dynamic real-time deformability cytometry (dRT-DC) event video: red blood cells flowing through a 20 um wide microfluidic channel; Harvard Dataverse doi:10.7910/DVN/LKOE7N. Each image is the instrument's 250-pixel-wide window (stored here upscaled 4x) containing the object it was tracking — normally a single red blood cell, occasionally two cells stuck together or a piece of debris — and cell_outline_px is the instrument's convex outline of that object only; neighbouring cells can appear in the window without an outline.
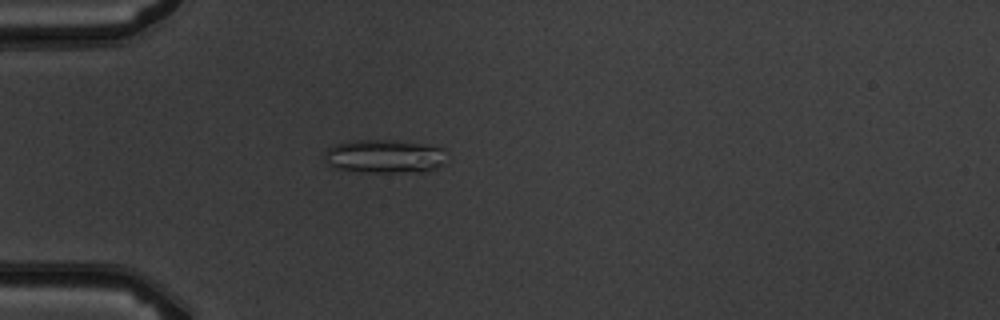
{"species": "common noctule bat (a hibernating species)", "species_latin": "Nyctalus noctula", "temperature_condition": "warm", "stored_images_in_passage": 5, "camera_frame_rate_fps": 3000, "um_per_image_px": 0.085, "animal": {"sex": "male", "body_mass_g": 19.5, "forearm_length_mm": 54.6}, "frame": {"image": 1, "passage_image": 4, "time_ms": 4.333, "image_size_px": [1000, 320], "cell_outline_px": [[444, 148], [440, 164], [436, 168], [428, 172], [360, 172], [336, 168], [328, 164], [320, 156], [328, 148], [336, 144], [352, 140], [396, 140]], "centroid_in_image_um": [32.58, 13.29], "position_along_channel_um": 52.4, "area_um2": 23.87}}